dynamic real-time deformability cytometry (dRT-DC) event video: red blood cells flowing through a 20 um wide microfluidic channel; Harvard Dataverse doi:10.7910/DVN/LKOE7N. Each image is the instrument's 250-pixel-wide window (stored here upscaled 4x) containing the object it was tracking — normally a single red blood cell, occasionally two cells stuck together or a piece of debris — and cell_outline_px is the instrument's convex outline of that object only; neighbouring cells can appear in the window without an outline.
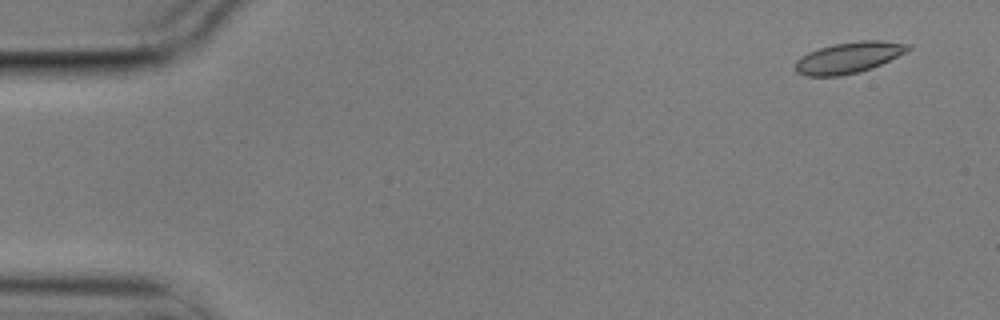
{"species": "common noctule bat (a hibernating species)", "species_latin": "Nyctalus noctula", "temperature_condition": "cold", "stored_images_in_passage": 7, "camera_frame_rate_fps": 3000, "um_per_image_px": 0.085, "animal": {"sex": "male", "body_mass_g": 17.9}, "frame": {"image": 1, "passage_image": 1, "time_ms": 0.0, "image_size_px": [1000, 320], "cell_outline_px": [[912, 48], [872, 68], [860, 72], [840, 76], [808, 76], [796, 72], [796, 60], [808, 52], [832, 44], [860, 40], [880, 40], [912, 44]], "centroid_in_image_um": [72.14, 4.89], "position_along_channel_um": 12.9, "area_um2": 20.35}}
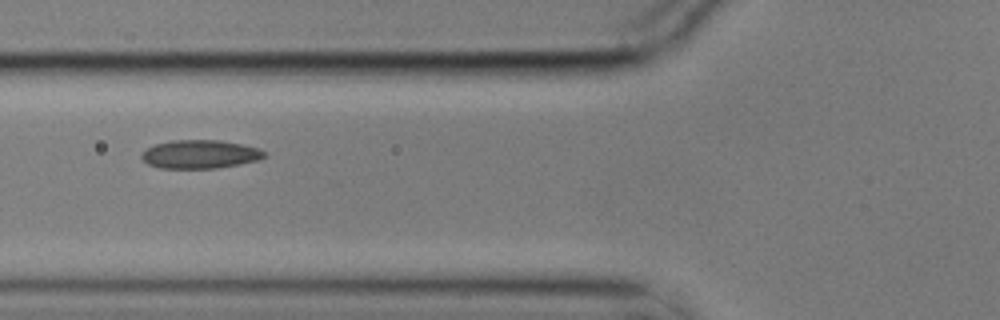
{"frame": {"image": 2, "passage_image": 5, "time_ms": 1.333, "image_size_px": [1000, 320], "cell_outline_px": [[268, 156], [260, 160], [240, 164], [216, 168], [160, 168], [148, 164], [140, 156], [148, 148], [156, 144], [172, 140], [220, 140], [260, 148], [268, 152]], "centroid_in_image_um": [17.08, 13.11], "position_along_channel_um": 108.7, "area_um2": 20.46}}
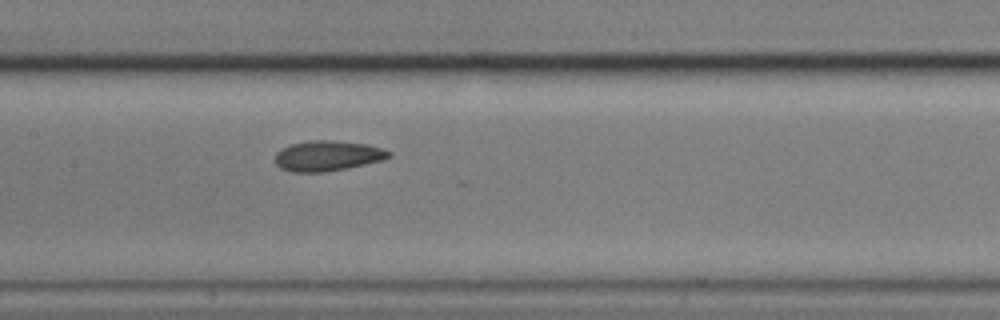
{"frame": {"image": 3, "passage_image": 7, "time_ms": 2.0, "image_size_px": [1000, 320], "cell_outline_px": [[392, 156], [384, 160], [348, 168], [324, 172], [292, 172], [280, 168], [276, 164], [276, 152], [292, 144], [308, 140], [324, 140], [368, 144], [392, 152]], "centroid_in_image_um": [27.87, 13.25], "position_along_channel_um": 179.5, "area_um2": 20.06}}